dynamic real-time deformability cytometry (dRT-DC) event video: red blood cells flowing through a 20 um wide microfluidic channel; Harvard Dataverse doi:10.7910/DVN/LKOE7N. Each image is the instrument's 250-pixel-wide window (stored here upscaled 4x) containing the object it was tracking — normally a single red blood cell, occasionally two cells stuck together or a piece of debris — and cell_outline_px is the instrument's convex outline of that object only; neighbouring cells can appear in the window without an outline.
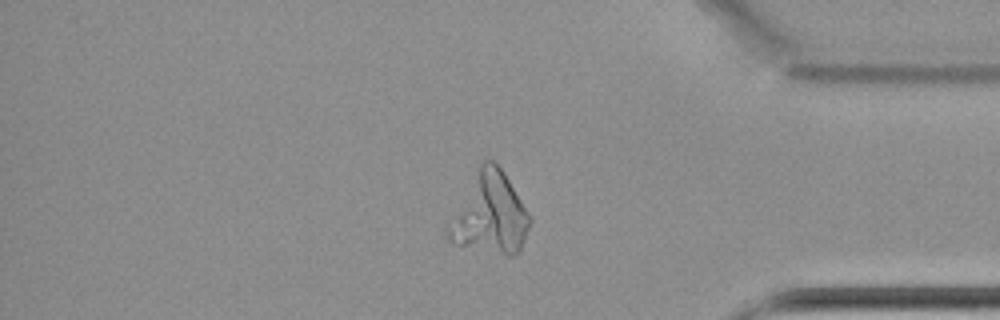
{"species": "common noctule bat (a hibernating species)", "species_latin": "Nyctalus noctula", "temperature_condition": "cold", "stored_images_in_passage": 44, "camera_frame_rate_fps": 3000, "um_per_image_px": 0.085, "animal": {"sex": "female", "body_mass_g": 22.7, "forearm_length_mm": 54.2}, "frame": {"image": 1, "passage_image": 35, "time_ms": 11.333, "image_size_px": [1000, 320], "cell_outline_px": [[532, 220], [520, 252], [512, 256], [508, 256], [460, 244], [448, 240], [444, 236], [444, 228], [480, 164], [484, 160], [492, 160], [504, 172], [532, 216]], "centroid_in_image_um": [41.65, 18.19], "position_along_channel_um": 393.6, "area_um2": 38.55}}